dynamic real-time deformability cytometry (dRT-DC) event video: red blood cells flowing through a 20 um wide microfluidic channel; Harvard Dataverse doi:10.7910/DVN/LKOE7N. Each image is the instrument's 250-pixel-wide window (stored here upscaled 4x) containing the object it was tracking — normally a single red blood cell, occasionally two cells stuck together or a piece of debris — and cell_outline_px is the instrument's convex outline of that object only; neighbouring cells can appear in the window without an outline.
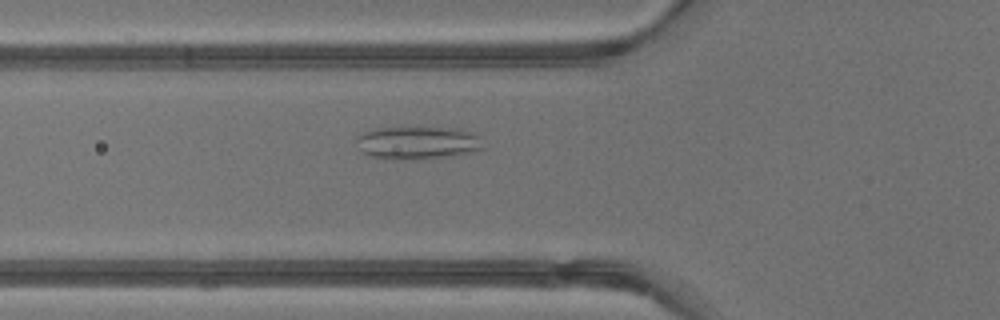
{"species": "common noctule bat (a hibernating species)", "species_latin": "Nyctalus noctula", "temperature_condition": "warm", "stored_images_in_passage": 40, "camera_frame_rate_fps": 3000, "um_per_image_px": 0.085, "animal": {"sex": "male", "body_mass_g": 13.3}, "frame": {"image": 1, "passage_image": 13, "time_ms": 4.0, "image_size_px": [1000, 320], "cell_outline_px": [[484, 148], [472, 152], [452, 156], [396, 160], [392, 160], [368, 156], [360, 148], [356, 140], [356, 136], [364, 132], [376, 128], [400, 124], [460, 128], [472, 132], [476, 136]], "centroid_in_image_um": [35.45, 12.08], "position_along_channel_um": 90.4, "area_um2": 25.32}}
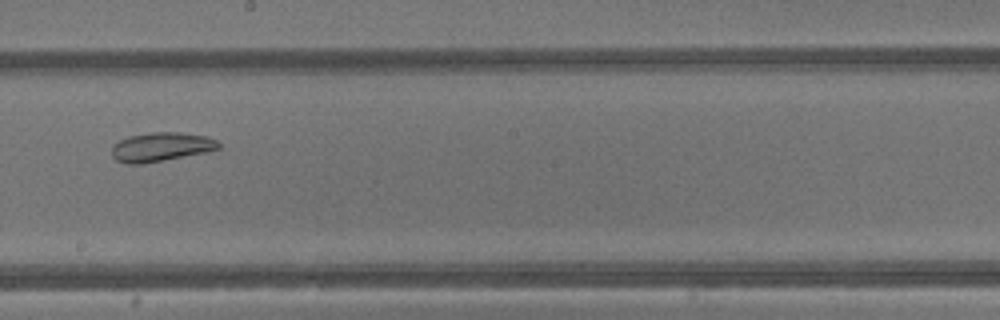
{"frame": {"image": 2, "passage_image": 22, "time_ms": 7.0, "image_size_px": [1000, 320], "cell_outline_px": [[220, 148], [208, 152], [144, 164], [128, 164], [116, 160], [112, 156], [112, 144], [128, 136], [152, 132], [180, 132], [208, 136], [216, 140], [220, 144]], "centroid_in_image_um": [13.7, 12.49], "position_along_channel_um": 234.5, "area_um2": 18.32}}
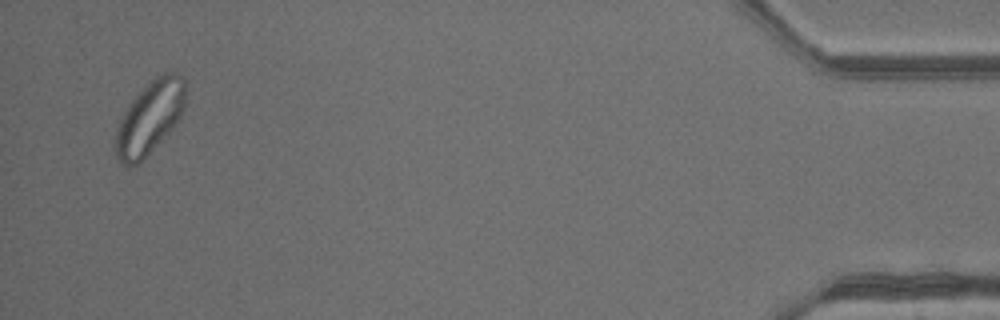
{"frame": {"image": 3, "passage_image": 39, "time_ms": 12.667, "image_size_px": [1000, 320], "cell_outline_px": [[184, 108], [180, 116], [172, 128], [140, 164], [128, 168], [120, 164], [112, 148], [112, 144], [116, 128], [128, 104], [156, 76], [164, 72], [176, 72], [184, 80]], "centroid_in_image_um": [12.65, 10.09], "position_along_channel_um": 422.5, "area_um2": 29.94}, "authors_computed_cell_mechanics": {"area_um2": 26.2123, "velocity_mm_per_s": 4.8002, "shape_relaxation_time_tau1_ms": null, "shape_relaxation_time_tau2_ms": 4.7241, "deformation_change_tau1": null, "deformation_change_tau2": 0.0559}}